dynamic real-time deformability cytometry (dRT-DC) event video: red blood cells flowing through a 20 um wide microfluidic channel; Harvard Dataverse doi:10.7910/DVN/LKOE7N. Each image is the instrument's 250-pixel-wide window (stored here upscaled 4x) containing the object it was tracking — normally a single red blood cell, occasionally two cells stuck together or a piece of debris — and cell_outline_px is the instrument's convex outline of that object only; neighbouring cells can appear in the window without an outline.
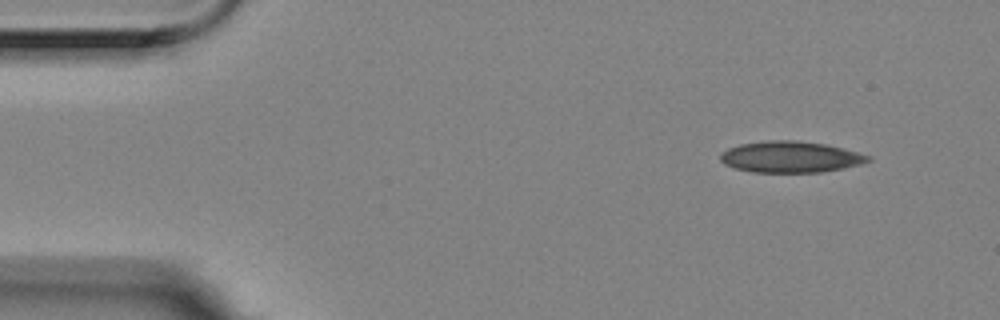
{"species": "Egyptian fruit bat (a non-hibernating species)", "species_latin": "Rousettus aegyptiacus", "temperature_condition": "room temperature", "stored_images_in_passage": 7, "camera_frame_rate_fps": 3000, "um_per_image_px": 0.085, "animal": {"sex": "female"}, "frame": {"image": 1, "passage_image": 1, "time_ms": 0.0, "image_size_px": [1000, 320], "cell_outline_px": [[872, 160], [860, 164], [844, 168], [820, 172], [752, 172], [732, 168], [724, 164], [720, 160], [720, 152], [728, 148], [740, 144], [764, 140], [796, 140], [824, 144], [844, 148], [872, 156]], "centroid_in_image_um": [67.17, 13.33], "position_along_channel_um": 17.8, "area_um2": 27.17}}
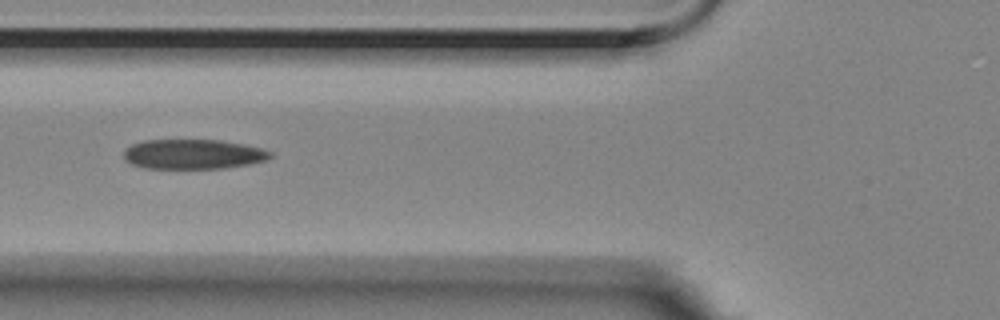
{"frame": {"image": 2, "passage_image": 5, "time_ms": 1.333, "image_size_px": [1000, 320], "cell_outline_px": [[272, 156], [268, 160], [248, 164], [224, 168], [144, 168], [132, 164], [124, 160], [124, 148], [132, 144], [144, 140], [220, 140], [244, 144], [260, 148], [272, 152]], "centroid_in_image_um": [16.4, 13.1], "position_along_channel_um": 109.4, "area_um2": 25.49}}
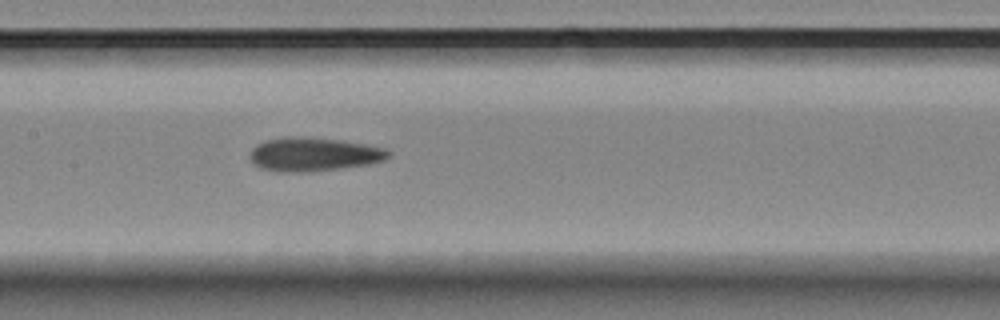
{"frame": {"image": 3, "passage_image": 7, "time_ms": 2.0, "image_size_px": [1000, 320], "cell_outline_px": [[392, 152], [384, 160], [368, 164], [340, 168], [304, 172], [280, 172], [260, 168], [252, 164], [248, 156], [252, 148], [256, 144], [264, 140], [284, 136], [300, 136], [340, 140], [364, 144], [384, 148]], "centroid_in_image_um": [26.58, 13.11], "position_along_channel_um": 180.8, "area_um2": 27.4}}